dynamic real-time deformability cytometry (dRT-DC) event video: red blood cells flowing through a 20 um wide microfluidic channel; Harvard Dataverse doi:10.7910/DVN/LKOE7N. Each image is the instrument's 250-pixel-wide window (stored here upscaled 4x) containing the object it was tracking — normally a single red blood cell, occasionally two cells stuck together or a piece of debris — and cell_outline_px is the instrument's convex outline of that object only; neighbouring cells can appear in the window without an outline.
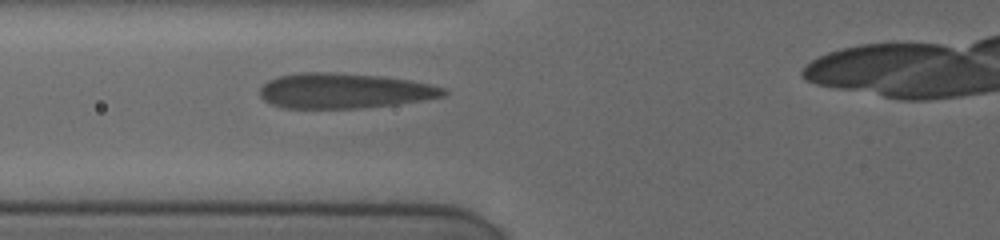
{"species": "human", "species_latin": "Homo sapiens", "temperature_condition": "cold", "stored_images_in_passage": 6, "camera_frame_rate_fps": 3000, "um_per_image_px": 0.085, "donor": {"sex": "female"}, "frame": {"image": 1, "passage_image": 6, "time_ms": 3.0, "image_size_px": [1000, 240], "cell_outline_px": [[448, 92], [444, 96], [396, 104], [360, 108], [284, 108], [272, 104], [264, 100], [260, 96], [260, 88], [268, 80], [276, 76], [300, 72], [328, 72], [380, 76], [408, 80], [428, 84], [444, 88]], "centroid_in_image_um": [29.2, 7.71], "position_along_channel_um": 96.6, "area_um2": 37.45}}